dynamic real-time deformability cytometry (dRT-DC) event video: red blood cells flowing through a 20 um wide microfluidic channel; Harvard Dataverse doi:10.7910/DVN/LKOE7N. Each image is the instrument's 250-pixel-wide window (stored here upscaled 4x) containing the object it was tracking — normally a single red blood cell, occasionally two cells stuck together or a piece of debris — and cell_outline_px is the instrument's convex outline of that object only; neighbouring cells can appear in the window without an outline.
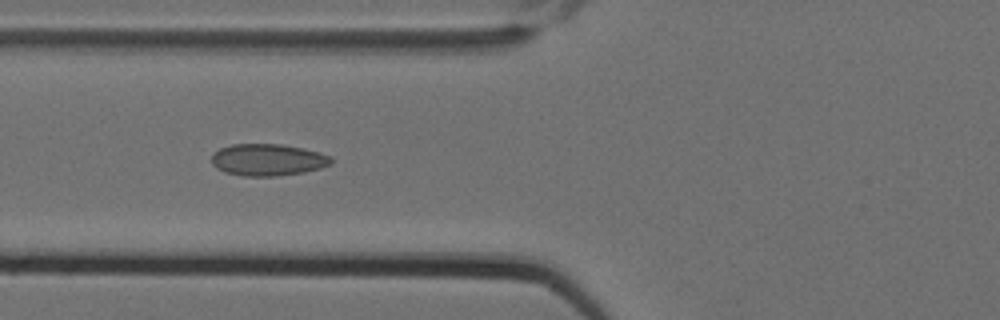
{"species": "Egyptian fruit bat (a non-hibernating species)", "species_latin": "Rousettus aegyptiacus", "temperature_condition": "cold", "stored_images_in_passage": 8, "camera_frame_rate_fps": 3000, "um_per_image_px": 0.085, "animal": {"sex": "female"}, "frame": {"image": 1, "passage_image": 7, "time_ms": 2.0, "image_size_px": [1000, 320], "cell_outline_px": [[332, 164], [320, 168], [304, 172], [276, 176], [244, 176], [224, 172], [216, 168], [212, 164], [212, 152], [220, 148], [232, 144], [280, 144], [320, 152], [332, 156]], "centroid_in_image_um": [22.75, 13.58], "position_along_channel_um": 103.0, "area_um2": 22.31}}
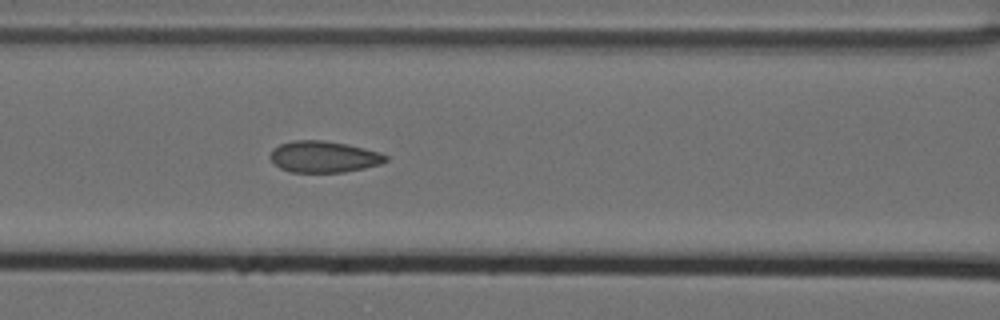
{"frame": {"image": 2, "passage_image": 8, "time_ms": 2.333, "image_size_px": [1000, 320], "cell_outline_px": [[388, 160], [380, 164], [364, 168], [344, 172], [292, 172], [280, 168], [268, 156], [272, 148], [280, 144], [292, 140], [320, 140], [348, 144], [380, 152], [388, 156]], "centroid_in_image_um": [27.51, 13.32], "position_along_channel_um": 139.1, "area_um2": 21.21}}